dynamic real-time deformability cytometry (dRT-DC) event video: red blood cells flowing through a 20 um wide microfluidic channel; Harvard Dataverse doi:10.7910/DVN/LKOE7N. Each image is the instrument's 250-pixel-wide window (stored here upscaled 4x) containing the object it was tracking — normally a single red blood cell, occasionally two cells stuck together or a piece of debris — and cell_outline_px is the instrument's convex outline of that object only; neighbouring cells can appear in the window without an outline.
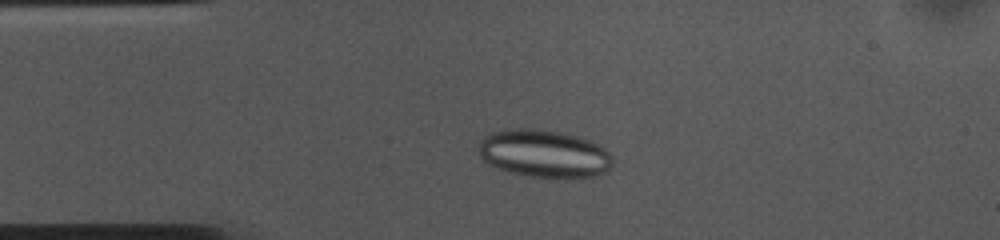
{"species": "common noctule bat (a hibernating species)", "species_latin": "Nyctalus noctula", "temperature_condition": "cold", "stored_images_in_passage": 53, "camera_frame_rate_fps": 3000, "um_per_image_px": 0.085, "animal": {"sex": "female", "body_mass_g": 10.0, "forearm_length_mm": 53.1}, "frame": {"image": 1, "passage_image": 11, "time_ms": 3.333, "image_size_px": [1000, 240], "cell_outline_px": [[612, 164], [608, 172], [596, 176], [564, 180], [552, 180], [528, 176], [508, 172], [496, 168], [488, 164], [480, 156], [476, 148], [480, 140], [484, 136], [492, 132], [512, 128], [532, 128], [560, 132], [592, 140], [604, 148], [612, 156]], "centroid_in_image_um": [46.25, 13.1], "position_along_channel_um": 38.7, "area_um2": 38.49}}
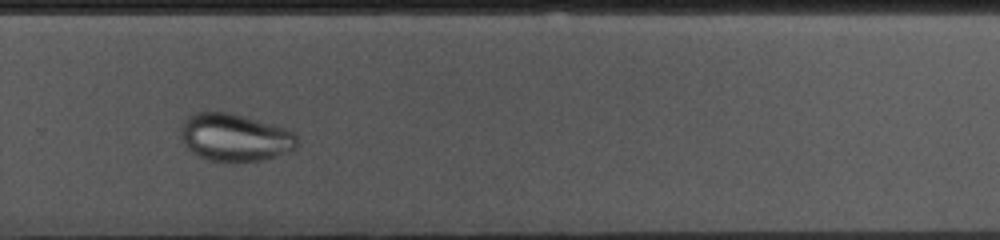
{"frame": {"image": 2, "passage_image": 35, "time_ms": 11.333, "image_size_px": [1000, 240], "cell_outline_px": [[300, 144], [296, 148], [260, 160], [208, 160], [192, 152], [184, 144], [180, 136], [180, 128], [184, 120], [188, 116], [196, 112], [232, 112], [288, 128], [296, 136]], "centroid_in_image_um": [19.95, 11.64], "position_along_channel_um": 309.8, "area_um2": 32.08}}
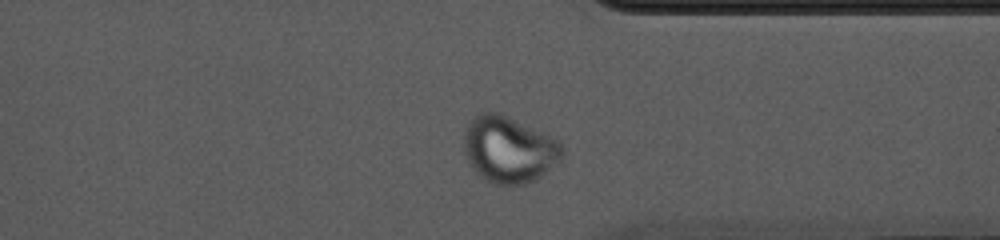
{"frame": {"image": 3, "passage_image": 40, "time_ms": 13.0, "image_size_px": [1000, 240], "cell_outline_px": [[564, 148], [560, 160], [540, 176], [524, 184], [496, 184], [480, 176], [468, 164], [464, 156], [464, 128], [468, 120], [480, 112], [496, 112], [544, 132], [560, 140], [564, 144]], "centroid_in_image_um": [43.23, 12.68], "position_along_channel_um": 368.2, "area_um2": 38.21}}